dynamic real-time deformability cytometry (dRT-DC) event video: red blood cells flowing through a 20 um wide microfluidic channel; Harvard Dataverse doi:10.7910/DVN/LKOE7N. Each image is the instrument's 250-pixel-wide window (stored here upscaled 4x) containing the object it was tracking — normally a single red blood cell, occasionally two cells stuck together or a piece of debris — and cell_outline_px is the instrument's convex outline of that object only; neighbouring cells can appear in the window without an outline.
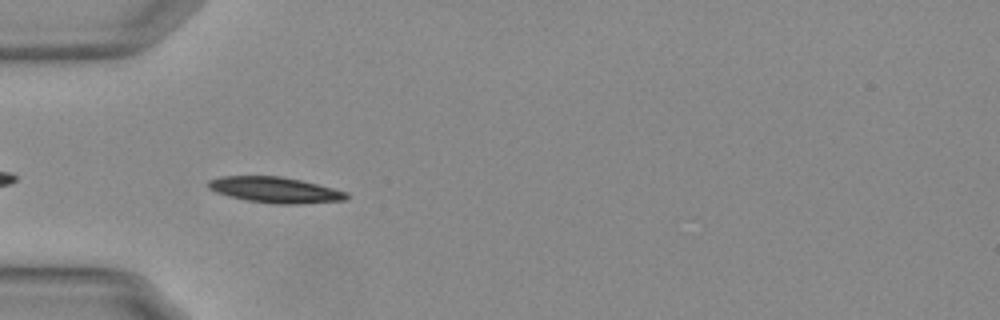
{"species": "Egyptian fruit bat (a non-hibernating species)", "species_latin": "Rousettus aegyptiacus", "temperature_condition": "warm", "stored_images_in_passage": 40, "camera_frame_rate_fps": 3000, "um_per_image_px": 0.085, "animal": {"sex": "female"}, "frame": {"image": 1, "passage_image": 3, "time_ms": 0.667, "image_size_px": [1000, 320], "cell_outline_px": [[348, 196], [344, 200], [296, 204], [272, 204], [248, 200], [228, 196], [216, 192], [208, 188], [208, 180], [220, 176], [280, 176], [300, 180], [348, 192]], "centroid_in_image_um": [23.34, 16.14], "position_along_channel_um": 61.7, "area_um2": 20.63}}
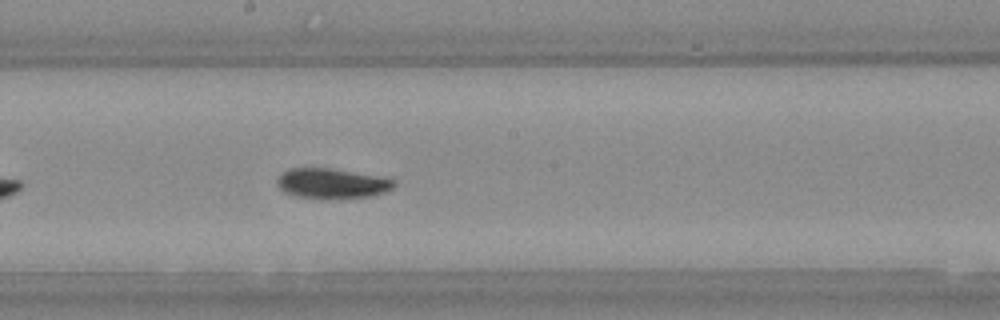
{"frame": {"image": 2, "passage_image": 16, "time_ms": 5.0, "image_size_px": [1000, 320], "cell_outline_px": [[396, 184], [392, 188], [384, 192], [372, 196], [328, 200], [324, 200], [296, 196], [284, 192], [276, 184], [276, 180], [288, 168], [328, 168], [376, 176], [396, 180]], "centroid_in_image_um": [28.19, 15.62], "position_along_channel_um": 220.0, "area_um2": 20.63}}
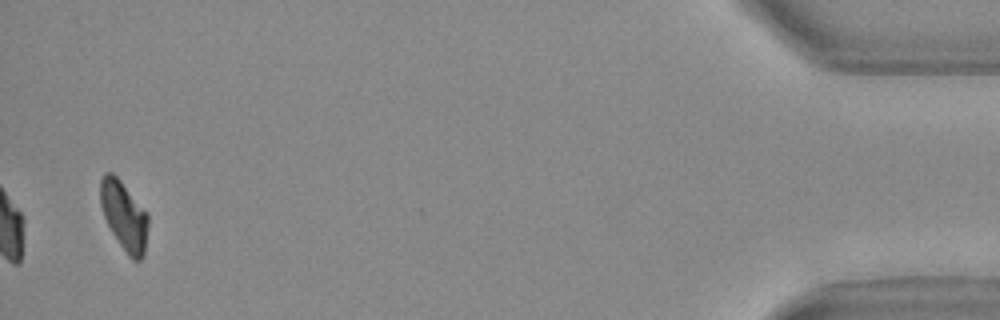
{"frame": {"image": 3, "passage_image": 39, "time_ms": 12.667, "image_size_px": [1000, 320], "cell_outline_px": [[148, 224], [144, 256], [140, 260], [132, 260], [128, 256], [112, 232], [104, 216], [100, 204], [100, 180], [104, 172], [112, 172], [120, 180], [148, 216]], "centroid_in_image_um": [10.53, 18.35], "position_along_channel_um": 424.7, "area_um2": 18.84}, "authors_computed_cell_mechanics": {"area_um2": 20.3456, "velocity_mm_per_s": 3.7389, "shape_relaxation_time_tau1_ms": 7.7524, "shape_relaxation_time_tau2_ms": null, "deformation_change_tau1": 0.1911, "deformation_change_tau2": null}}